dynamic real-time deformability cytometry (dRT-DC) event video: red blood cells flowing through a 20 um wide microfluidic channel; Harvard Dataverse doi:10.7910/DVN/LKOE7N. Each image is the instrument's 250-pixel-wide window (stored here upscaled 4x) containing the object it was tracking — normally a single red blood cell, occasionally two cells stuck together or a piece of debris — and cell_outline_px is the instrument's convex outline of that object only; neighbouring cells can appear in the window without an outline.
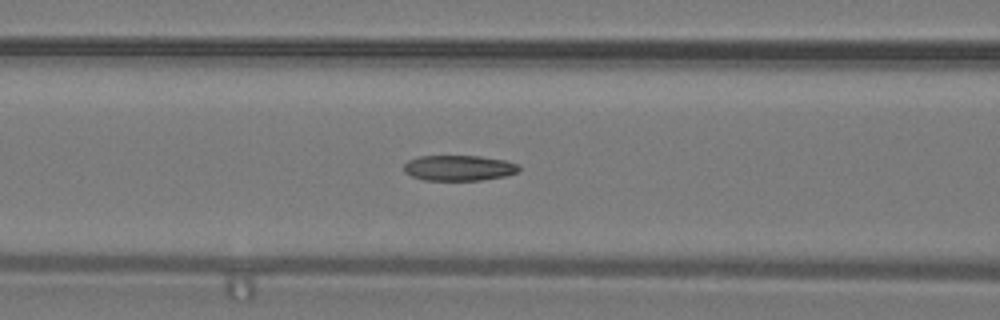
{"species": "common noctule bat (a hibernating species)", "species_latin": "Nyctalus noctula", "temperature_condition": "warm", "stored_images_in_passage": 39, "camera_frame_rate_fps": 3000, "um_per_image_px": 0.085, "animal": {"sex": "male", "body_mass_g": 19.2, "forearm_length_mm": 51.8}, "frame": {"image": 1, "passage_image": 20, "time_ms": 6.333, "image_size_px": [1000, 320], "cell_outline_px": [[520, 172], [504, 176], [480, 180], [424, 180], [412, 176], [404, 172], [404, 164], [408, 160], [420, 156], [480, 156], [504, 160], [516, 164], [520, 168]], "centroid_in_image_um": [39.0, 14.27], "position_along_channel_um": 127.6, "area_um2": 17.05}}
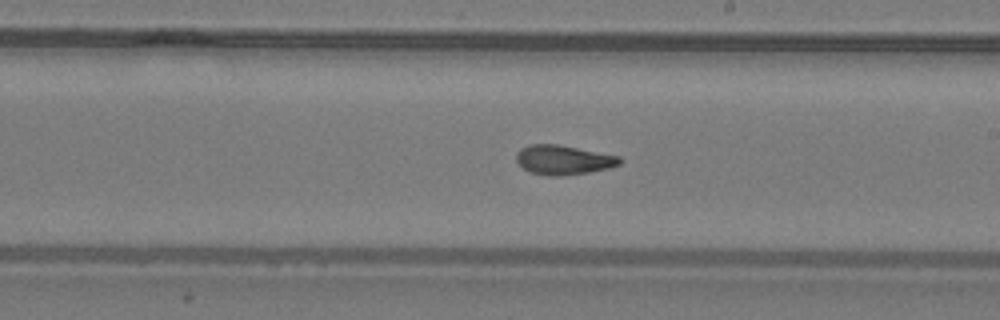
{"frame": {"image": 2, "passage_image": 28, "time_ms": 9.0, "image_size_px": [1000, 320], "cell_outline_px": [[624, 160], [620, 164], [608, 168], [588, 172], [564, 176], [552, 176], [532, 172], [524, 168], [516, 160], [516, 152], [520, 148], [532, 144], [556, 144], [620, 156]], "centroid_in_image_um": [47.9, 13.58], "position_along_channel_um": 241.1, "area_um2": 17.63}}
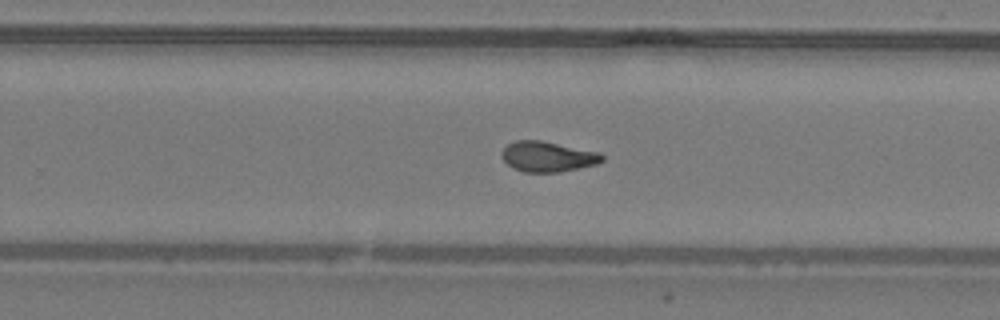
{"frame": {"image": 3, "passage_image": 31, "time_ms": 10.0, "image_size_px": [1000, 320], "cell_outline_px": [[604, 160], [596, 164], [560, 172], [524, 172], [512, 168], [500, 156], [500, 152], [508, 144], [516, 140], [540, 140], [600, 152], [604, 156]], "centroid_in_image_um": [46.54, 13.31], "position_along_channel_um": 283.3, "area_um2": 17.8}}